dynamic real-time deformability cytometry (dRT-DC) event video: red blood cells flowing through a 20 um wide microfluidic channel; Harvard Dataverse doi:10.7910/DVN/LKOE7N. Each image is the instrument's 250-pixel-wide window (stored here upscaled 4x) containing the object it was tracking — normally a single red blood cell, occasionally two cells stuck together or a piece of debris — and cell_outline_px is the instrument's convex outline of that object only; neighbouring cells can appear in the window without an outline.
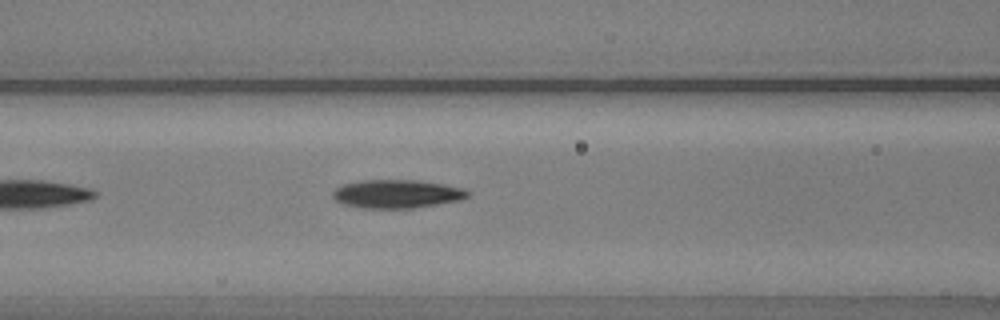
{"species": "common noctule bat (a hibernating species)", "species_latin": "Nyctalus noctula", "temperature_condition": "warm", "stored_images_in_passage": 18, "camera_frame_rate_fps": 3000, "um_per_image_px": 0.085, "animal": {"sex": "male", "body_mass_g": 20.5, "forearm_length_mm": 52.5}, "frame": {"image": 1, "passage_image": 8, "time_ms": 2.333, "image_size_px": [1000, 320], "cell_outline_px": [[468, 196], [460, 200], [412, 208], [360, 208], [344, 204], [336, 200], [332, 196], [332, 192], [336, 188], [344, 184], [360, 180], [412, 180], [440, 184], [464, 188], [468, 192]], "centroid_in_image_um": [33.69, 16.48], "position_along_channel_um": 132.9, "area_um2": 22.08}}